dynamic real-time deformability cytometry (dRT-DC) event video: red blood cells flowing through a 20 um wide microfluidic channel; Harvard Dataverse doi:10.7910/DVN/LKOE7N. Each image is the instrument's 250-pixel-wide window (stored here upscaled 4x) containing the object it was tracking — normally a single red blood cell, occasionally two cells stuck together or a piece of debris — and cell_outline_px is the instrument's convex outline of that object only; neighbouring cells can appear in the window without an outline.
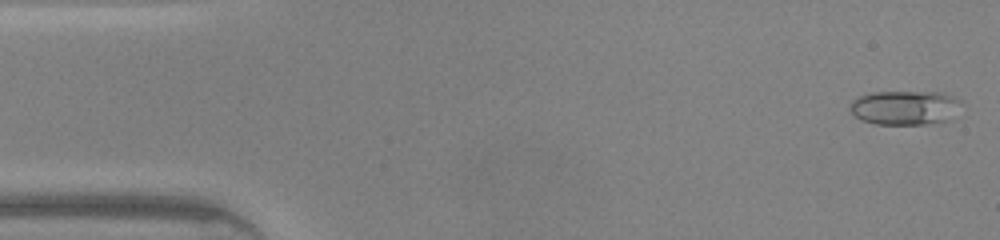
{"species": "common noctule bat (a hibernating species)", "species_latin": "Nyctalus noctula", "temperature_condition": "warm", "stored_images_in_passage": 45, "camera_frame_rate_fps": 3000, "um_per_image_px": 0.085, "animal": {"sex": "male", "body_mass_g": 20.0, "forearm_length_mm": 53.3}, "frame": {"image": 1, "passage_image": 1, "time_ms": 0.0, "image_size_px": [1000, 240], "cell_outline_px": [[964, 104], [952, 120], [924, 124], [876, 124], [860, 120], [848, 108], [852, 100], [860, 96], [872, 92], [944, 92], [960, 100]], "centroid_in_image_um": [76.98, 9.15], "position_along_channel_um": 8.0, "area_um2": 22.66}}
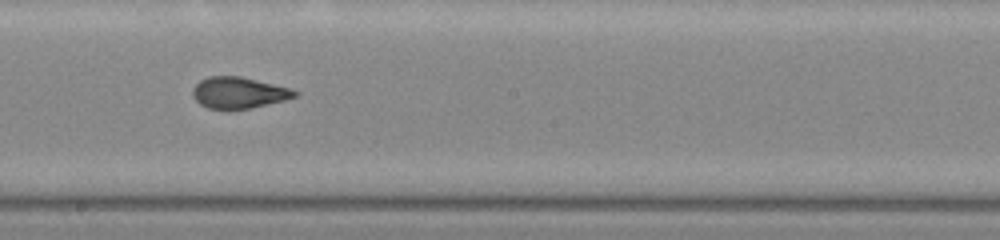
{"frame": {"image": 2, "passage_image": 24, "time_ms": 7.667, "image_size_px": [1000, 240], "cell_outline_px": [[300, 92], [296, 96], [284, 100], [248, 108], [208, 108], [200, 104], [192, 96], [192, 88], [200, 80], [208, 76], [240, 76], [292, 88]], "centroid_in_image_um": [20.29, 7.85], "position_along_channel_um": 227.9, "area_um2": 18.44}}
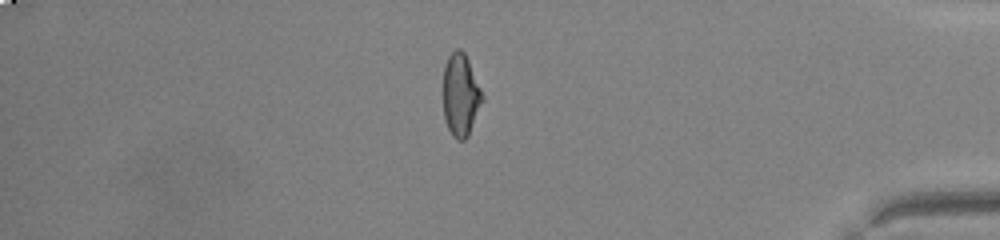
{"frame": {"image": 3, "passage_image": 38, "time_ms": 12.333, "image_size_px": [1000, 240], "cell_outline_px": [[484, 100], [468, 136], [464, 140], [456, 140], [452, 136], [444, 120], [444, 64], [448, 56], [456, 48], [460, 48], [464, 52], [468, 60], [484, 96]], "centroid_in_image_um": [39.16, 8.09], "position_along_channel_um": 396.0, "area_um2": 18.9}, "authors_computed_cell_mechanics": {"area_um2": 19.363, "velocity_mm_per_s": 4.4329, "shape_relaxation_time_tau1_ms": 5.3511, "shape_relaxation_time_tau2_ms": 0.821, "deformation_change_tau1": 0.2092, "deformation_change_tau2": 0.0681}}